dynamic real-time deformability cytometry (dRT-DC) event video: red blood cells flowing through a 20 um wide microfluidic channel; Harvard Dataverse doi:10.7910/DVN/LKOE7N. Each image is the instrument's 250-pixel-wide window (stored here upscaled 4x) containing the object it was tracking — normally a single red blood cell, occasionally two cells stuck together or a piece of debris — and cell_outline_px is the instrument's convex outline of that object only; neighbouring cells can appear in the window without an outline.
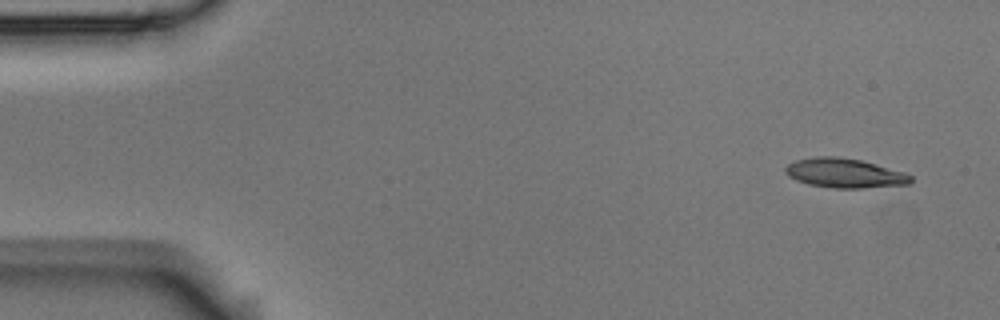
{"species": "Egyptian fruit bat (a non-hibernating species)", "species_latin": "Rousettus aegyptiacus", "temperature_condition": "room temperature", "stored_images_in_passage": 6, "camera_frame_rate_fps": 3000, "um_per_image_px": 0.085, "animal": {"sex": "male"}, "frame": {"image": 1, "passage_image": 1, "time_ms": 0.0, "image_size_px": [1000, 320], "cell_outline_px": [[912, 180], [908, 184], [860, 188], [832, 188], [808, 184], [796, 180], [788, 176], [784, 172], [784, 168], [788, 164], [796, 160], [816, 156], [836, 156], [860, 160], [876, 164], [904, 172], [912, 176]], "centroid_in_image_um": [71.76, 14.71], "position_along_channel_um": 13.2, "area_um2": 21.44}}
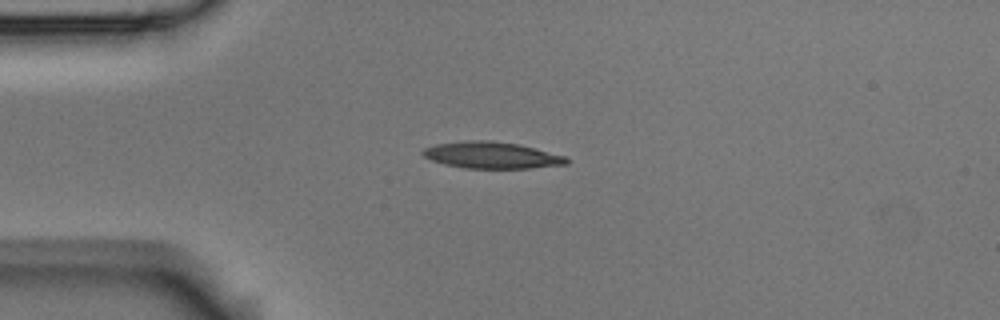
{"frame": {"image": 2, "passage_image": 4, "time_ms": 1.0, "image_size_px": [1000, 320], "cell_outline_px": [[568, 164], [528, 168], [464, 168], [444, 164], [432, 160], [424, 156], [420, 152], [424, 148], [436, 144], [468, 140], [488, 140], [520, 144], [568, 156]], "centroid_in_image_um": [41.81, 13.18], "position_along_channel_um": 43.2, "area_um2": 22.37}}
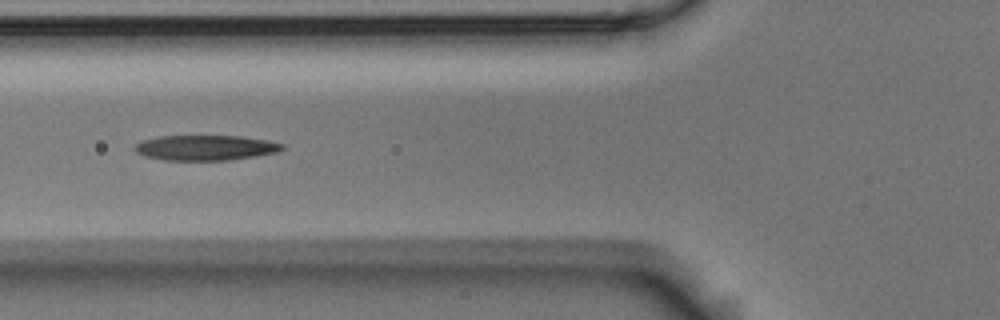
{"frame": {"image": 3, "passage_image": 6, "time_ms": 1.667, "image_size_px": [1000, 320], "cell_outline_px": [[284, 148], [276, 152], [256, 156], [228, 160], [164, 160], [144, 156], [136, 152], [132, 148], [136, 144], [144, 140], [160, 136], [240, 136], [264, 140], [284, 144]], "centroid_in_image_um": [17.43, 12.56], "position_along_channel_um": 108.4, "area_um2": 21.5}}